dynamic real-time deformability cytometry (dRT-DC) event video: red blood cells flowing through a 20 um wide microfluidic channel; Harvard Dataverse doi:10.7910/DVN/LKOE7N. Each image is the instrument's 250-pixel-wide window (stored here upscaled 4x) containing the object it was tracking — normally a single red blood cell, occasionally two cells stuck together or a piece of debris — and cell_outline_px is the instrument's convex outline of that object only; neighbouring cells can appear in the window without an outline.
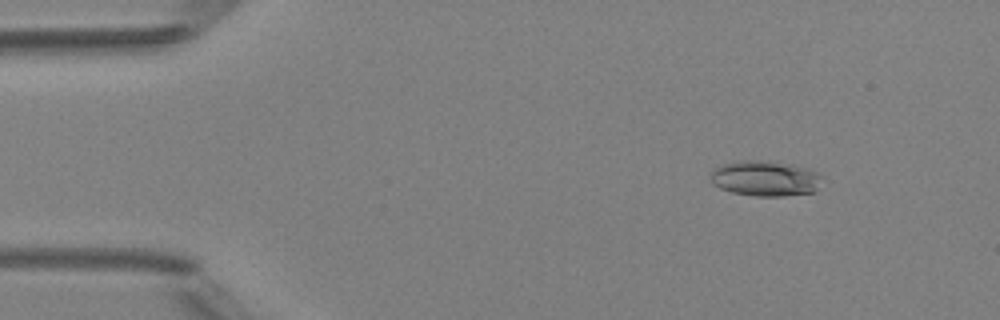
{"species": "Egyptian fruit bat (a non-hibernating species)", "species_latin": "Rousettus aegyptiacus", "temperature_condition": "room temperature", "stored_images_in_passage": 3, "camera_frame_rate_fps": 3000, "um_per_image_px": 0.085, "animal": {"sex": "female"}, "frame": {"image": 1, "passage_image": 1, "time_ms": 0.0, "image_size_px": [1000, 320], "cell_outline_px": [[820, 176], [816, 188], [812, 192], [784, 196], [756, 196], [732, 192], [720, 188], [712, 184], [712, 172], [716, 168], [724, 164], [740, 160], [760, 160], [792, 164], [816, 172]], "centroid_in_image_um": [65.0, 15.16], "position_along_channel_um": 20.0, "area_um2": 22.54}}
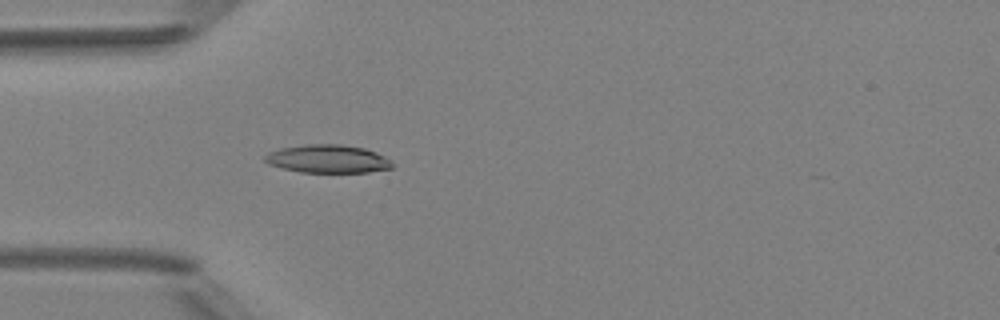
{"frame": {"image": 2, "passage_image": 3, "time_ms": 3.0, "image_size_px": [1000, 320], "cell_outline_px": [[392, 168], [368, 172], [300, 172], [268, 164], [264, 160], [264, 156], [268, 152], [284, 148], [308, 144], [340, 144], [364, 148], [376, 152], [384, 156], [392, 164]], "centroid_in_image_um": [27.85, 13.5], "position_along_channel_um": 57.1, "area_um2": 20.63}}